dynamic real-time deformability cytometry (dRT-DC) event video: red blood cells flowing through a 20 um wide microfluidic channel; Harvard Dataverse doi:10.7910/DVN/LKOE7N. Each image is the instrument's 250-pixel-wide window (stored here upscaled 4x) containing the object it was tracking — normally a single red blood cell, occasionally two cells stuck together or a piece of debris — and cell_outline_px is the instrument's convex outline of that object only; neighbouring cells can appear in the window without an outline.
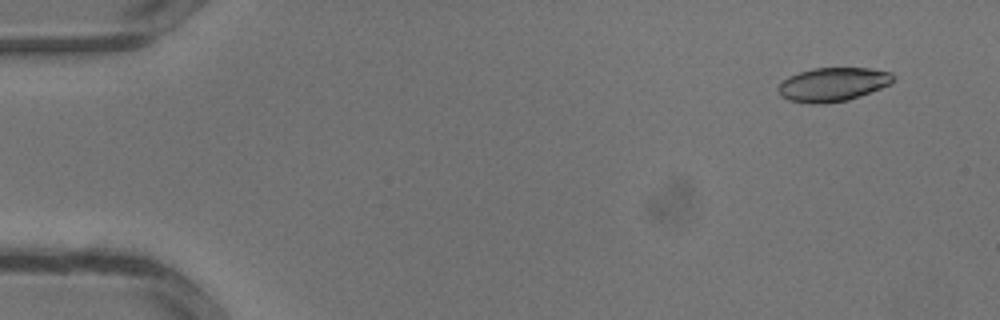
{"species": "common noctule bat (a hibernating species)", "species_latin": "Nyctalus noctula", "temperature_condition": "warm", "stored_images_in_passage": 15, "camera_frame_rate_fps": 3000, "um_per_image_px": 0.085, "animal": {"sex": "male", "body_mass_g": 13.3}, "frame": {"image": 1, "passage_image": 3, "time_ms": 0.667, "image_size_px": [1000, 320], "cell_outline_px": [[896, 76], [892, 84], [860, 96], [848, 100], [824, 104], [812, 104], [788, 100], [780, 96], [776, 88], [788, 76], [812, 68], [868, 68], [892, 72]], "centroid_in_image_um": [70.81, 7.18], "position_along_channel_um": 14.2, "area_um2": 22.95}}
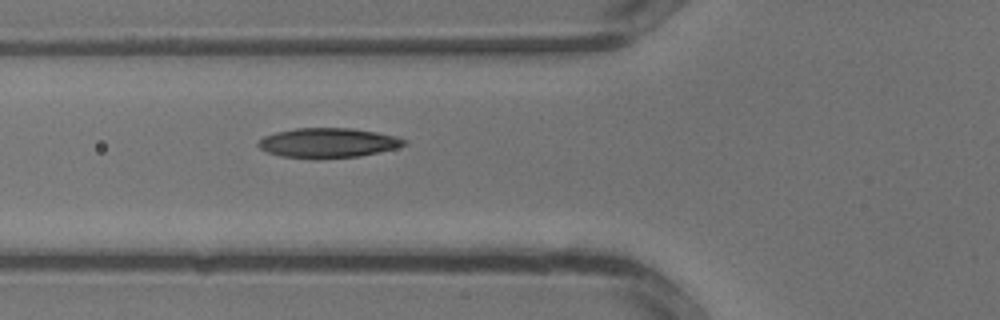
{"frame": {"image": 2, "passage_image": 13, "time_ms": 4.0, "image_size_px": [1000, 320], "cell_outline_px": [[408, 144], [396, 148], [360, 156], [316, 160], [312, 160], [280, 156], [268, 152], [260, 148], [256, 144], [264, 136], [276, 132], [296, 128], [352, 128], [376, 132], [396, 136], [408, 140]], "centroid_in_image_um": [27.89, 12.16], "position_along_channel_um": 97.9, "area_um2": 25.66}}
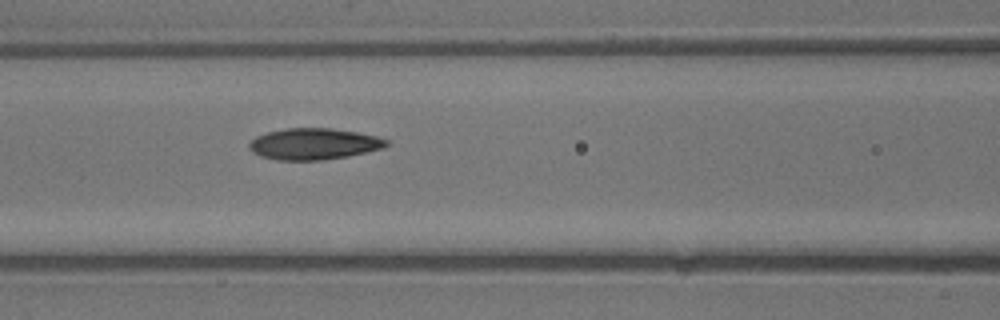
{"frame": {"image": 3, "passage_image": 15, "time_ms": 4.667, "image_size_px": [1000, 320], "cell_outline_px": [[388, 144], [384, 148], [348, 156], [320, 160], [276, 160], [260, 156], [252, 152], [248, 148], [248, 144], [256, 136], [268, 132], [288, 128], [332, 128], [356, 132], [376, 136], [388, 140]], "centroid_in_image_um": [26.66, 12.24], "position_along_channel_um": 139.9, "area_um2": 25.03}}